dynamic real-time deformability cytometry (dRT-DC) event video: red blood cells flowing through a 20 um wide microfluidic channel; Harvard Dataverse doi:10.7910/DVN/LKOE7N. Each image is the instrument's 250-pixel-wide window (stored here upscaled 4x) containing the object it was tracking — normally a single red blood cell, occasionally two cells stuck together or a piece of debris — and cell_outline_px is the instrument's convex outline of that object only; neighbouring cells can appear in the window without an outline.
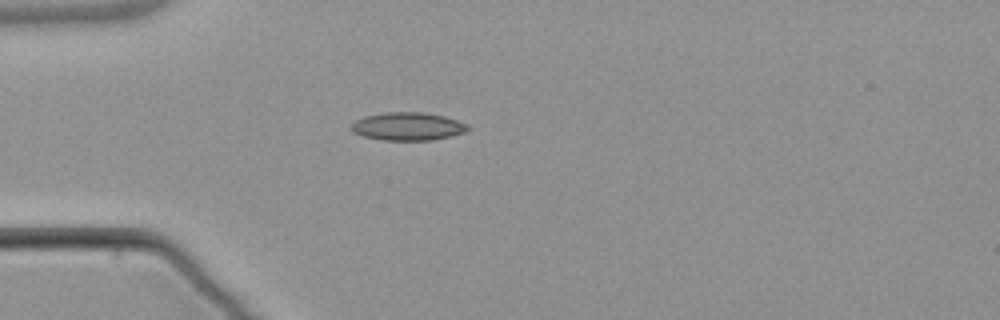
{"species": "common noctule bat (a hibernating species)", "species_latin": "Nyctalus noctula", "temperature_condition": "warm", "stored_images_in_passage": 1, "camera_frame_rate_fps": 3000, "um_per_image_px": 0.085, "animal": {"sex": "male", "body_mass_g": 21.5, "forearm_length_mm": 52.0}, "frame": {"image": 1, "passage_image": 1, "time_ms": 0.0, "image_size_px": [1000, 320], "cell_outline_px": [[472, 128], [464, 132], [432, 140], [380, 140], [364, 136], [352, 132], [352, 124], [356, 120], [364, 116], [384, 112], [420, 112], [444, 116], [468, 124]], "centroid_in_image_um": [34.66, 10.74], "position_along_channel_um": 50.3, "area_um2": 18.96}}